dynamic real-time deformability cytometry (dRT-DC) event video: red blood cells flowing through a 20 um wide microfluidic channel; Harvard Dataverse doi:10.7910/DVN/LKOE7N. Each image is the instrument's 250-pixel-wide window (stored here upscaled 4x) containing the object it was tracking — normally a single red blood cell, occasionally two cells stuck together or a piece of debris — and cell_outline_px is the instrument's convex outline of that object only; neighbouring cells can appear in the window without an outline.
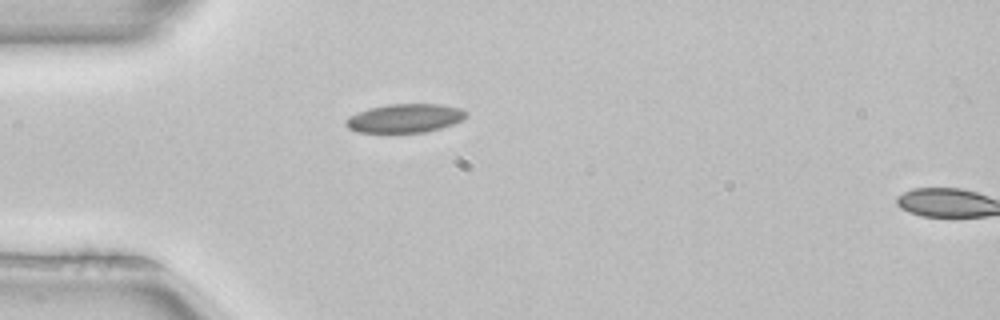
{"species": "common noctule bat (a hibernating species)", "species_latin": "Nyctalus noctula", "temperature_condition": "room temperature", "stored_images_in_passage": 2, "segment_of_instrument_passage": [1, 2], "camera_frame_rate_fps": 3000, "um_per_image_px": 0.085, "animal": {"sex": "female", "body_mass_g": 22.7, "forearm_length_mm": 54.2}, "frame": {"image": 1, "passage_image": 1, "time_ms": 0.0, "image_size_px": [1000, 320], "cell_outline_px": [[468, 116], [452, 124], [440, 128], [424, 132], [356, 132], [348, 128], [344, 124], [344, 120], [348, 116], [368, 108], [388, 104], [440, 104], [460, 108], [468, 112]], "centroid_in_image_um": [34.38, 10.04], "position_along_channel_um": 50.6, "area_um2": 20.17}}